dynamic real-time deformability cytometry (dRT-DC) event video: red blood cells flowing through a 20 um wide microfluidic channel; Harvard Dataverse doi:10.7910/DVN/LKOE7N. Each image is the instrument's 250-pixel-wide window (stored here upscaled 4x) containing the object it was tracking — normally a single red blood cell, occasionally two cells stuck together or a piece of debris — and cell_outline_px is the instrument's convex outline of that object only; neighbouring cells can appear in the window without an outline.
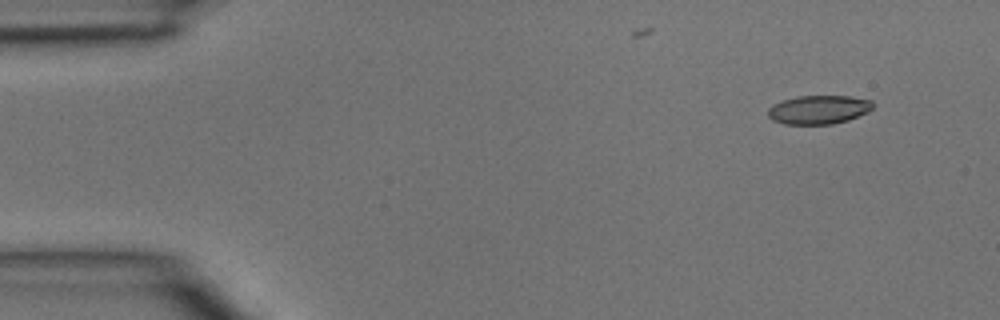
{"species": "common noctule bat (a hibernating species)", "species_latin": "Nyctalus noctula", "temperature_condition": "room temperature", "stored_images_in_passage": 43, "camera_frame_rate_fps": 3000, "um_per_image_px": 0.085, "animal": {"sex": "male", "body_mass_g": 15.6}, "frame": {"image": 1, "passage_image": 2, "time_ms": 0.333, "image_size_px": [1000, 320], "cell_outline_px": [[872, 108], [868, 112], [848, 120], [832, 124], [784, 124], [772, 120], [768, 116], [768, 108], [772, 104], [796, 96], [848, 96], [872, 100]], "centroid_in_image_um": [69.56, 9.32], "position_along_channel_um": 15.4, "area_um2": 17.57}}
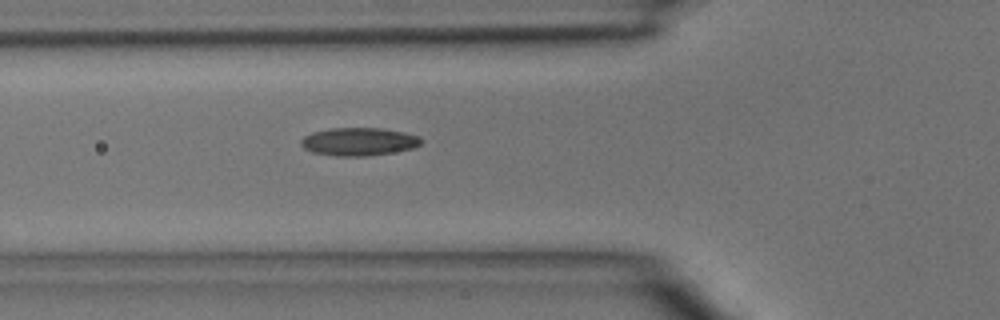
{"frame": {"image": 2, "passage_image": 14, "time_ms": 4.333, "image_size_px": [1000, 320], "cell_outline_px": [[424, 140], [420, 144], [412, 148], [392, 152], [364, 156], [336, 156], [312, 152], [304, 148], [300, 144], [300, 140], [304, 136], [312, 132], [328, 128], [384, 128], [404, 132], [420, 136]], "centroid_in_image_um": [30.49, 12.03], "position_along_channel_um": 95.3, "area_um2": 19.71}}
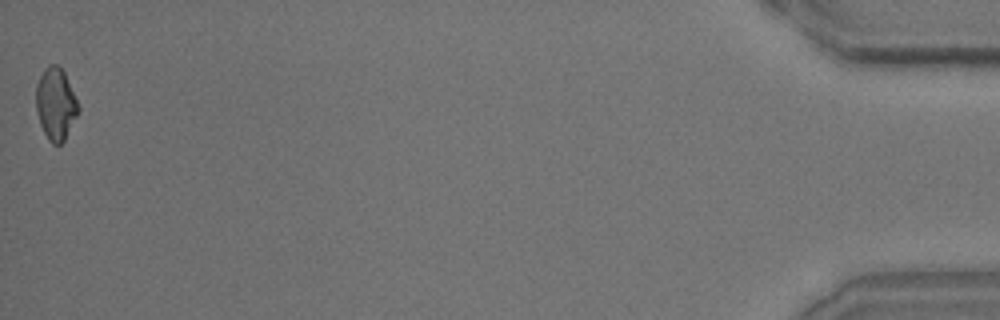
{"frame": {"image": 3, "passage_image": 43, "time_ms": 14.0, "image_size_px": [1000, 320], "cell_outline_px": [[80, 112], [64, 140], [60, 144], [52, 144], [48, 140], [40, 124], [36, 108], [36, 84], [44, 68], [48, 64], [56, 64], [64, 72], [80, 108]], "centroid_in_image_um": [4.73, 8.84], "position_along_channel_um": 430.5, "area_um2": 17.74}}